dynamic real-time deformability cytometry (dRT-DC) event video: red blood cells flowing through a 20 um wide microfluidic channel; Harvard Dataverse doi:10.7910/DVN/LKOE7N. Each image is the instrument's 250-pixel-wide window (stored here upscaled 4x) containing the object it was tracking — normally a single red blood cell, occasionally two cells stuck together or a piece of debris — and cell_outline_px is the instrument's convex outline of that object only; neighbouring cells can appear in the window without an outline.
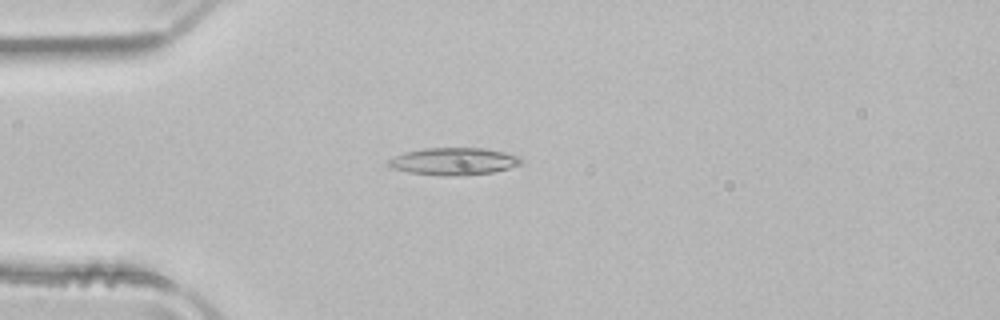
{"species": "common noctule bat (a hibernating species)", "species_latin": "Nyctalus noctula", "temperature_condition": "room temperature", "stored_images_in_passage": 50, "camera_frame_rate_fps": 3000, "um_per_image_px": 0.085, "animal": {"sex": "male", "body_mass_g": 21.5, "forearm_length_mm": 52.0}, "frame": {"image": 1, "passage_image": 12, "time_ms": 3.667, "image_size_px": [1000, 320], "cell_outline_px": [[524, 160], [520, 164], [508, 168], [492, 172], [464, 176], [440, 176], [408, 172], [392, 168], [388, 164], [388, 160], [404, 152], [424, 148], [484, 148], [504, 152], [520, 156]], "centroid_in_image_um": [38.58, 13.72], "position_along_channel_um": 46.4, "area_um2": 21.21}}
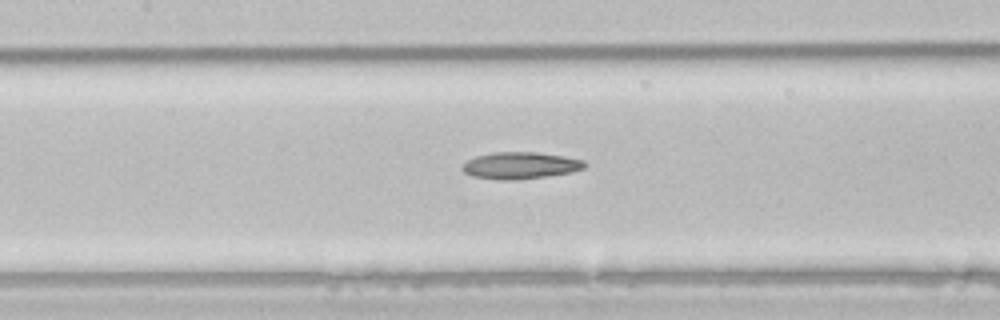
{"frame": {"image": 2, "passage_image": 22, "time_ms": 7.0, "image_size_px": [1000, 320], "cell_outline_px": [[584, 168], [572, 172], [516, 180], [500, 180], [472, 176], [464, 172], [460, 168], [468, 160], [476, 156], [492, 152], [536, 152], [564, 156], [584, 160]], "centroid_in_image_um": [44.2, 14.06], "position_along_channel_um": 163.2, "area_um2": 19.02}}
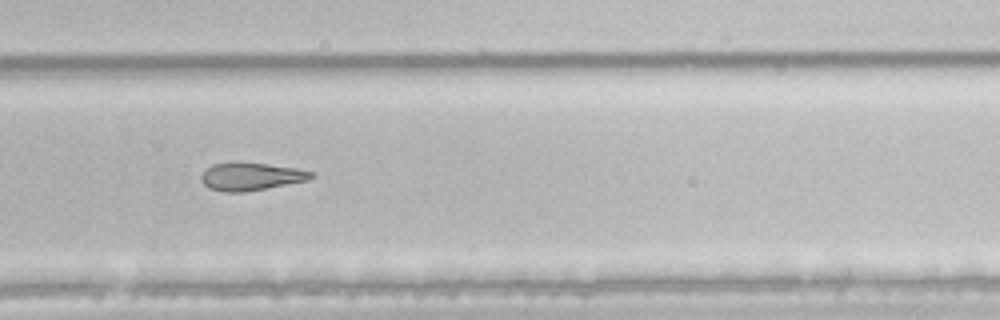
{"frame": {"image": 3, "passage_image": 33, "time_ms": 10.667, "image_size_px": [1000, 320], "cell_outline_px": [[312, 176], [308, 180], [244, 192], [224, 192], [208, 188], [200, 180], [200, 176], [212, 164], [268, 164], [296, 168], [312, 172]], "centroid_in_image_um": [21.3, 15.03], "position_along_channel_um": 308.5, "area_um2": 17.17}}